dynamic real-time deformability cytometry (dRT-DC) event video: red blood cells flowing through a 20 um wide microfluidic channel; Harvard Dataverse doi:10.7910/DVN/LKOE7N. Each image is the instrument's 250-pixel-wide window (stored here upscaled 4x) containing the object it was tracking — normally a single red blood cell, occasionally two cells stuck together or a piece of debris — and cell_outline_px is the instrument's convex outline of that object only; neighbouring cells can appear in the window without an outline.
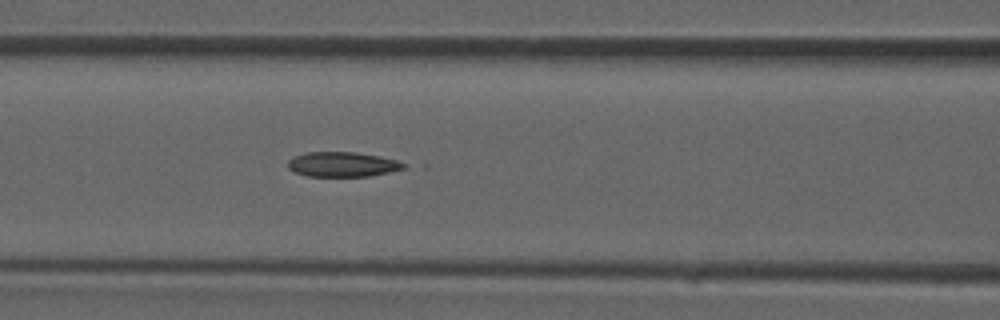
{"species": "common noctule bat (a hibernating species)", "species_latin": "Nyctalus noctula", "temperature_condition": "room temperature", "stored_images_in_passage": 31, "camera_frame_rate_fps": 3000, "um_per_image_px": 0.085, "animal": {"sex": "male", "forearm_length_mm": 52.5}, "frame": {"image": 1, "passage_image": 14, "time_ms": 4.333, "image_size_px": [1000, 320], "cell_outline_px": [[408, 164], [404, 168], [388, 172], [368, 176], [308, 176], [296, 172], [288, 168], [288, 160], [292, 156], [308, 152], [356, 152], [380, 156], [396, 160]], "centroid_in_image_um": [29.1, 13.96], "position_along_channel_um": 137.5, "area_um2": 16.7}}
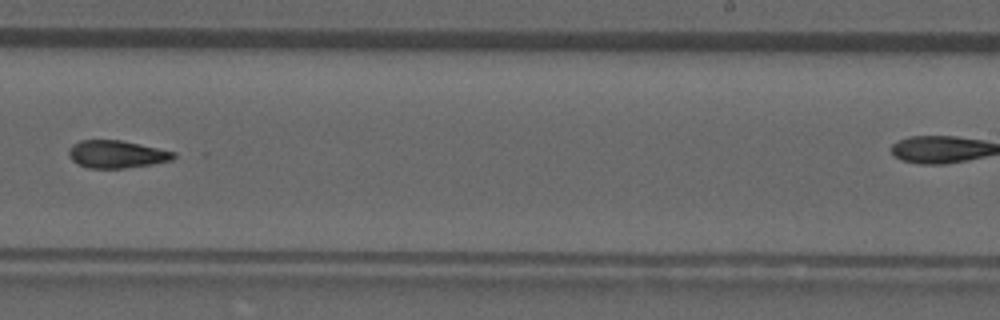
{"frame": {"image": 2, "passage_image": 22, "time_ms": 7.0, "image_size_px": [1000, 320], "cell_outline_px": [[176, 156], [172, 160], [152, 164], [124, 168], [88, 168], [76, 164], [68, 156], [68, 152], [72, 144], [80, 140], [120, 140], [176, 152]], "centroid_in_image_um": [9.88, 13.11], "position_along_channel_um": 279.1, "area_um2": 16.88}}